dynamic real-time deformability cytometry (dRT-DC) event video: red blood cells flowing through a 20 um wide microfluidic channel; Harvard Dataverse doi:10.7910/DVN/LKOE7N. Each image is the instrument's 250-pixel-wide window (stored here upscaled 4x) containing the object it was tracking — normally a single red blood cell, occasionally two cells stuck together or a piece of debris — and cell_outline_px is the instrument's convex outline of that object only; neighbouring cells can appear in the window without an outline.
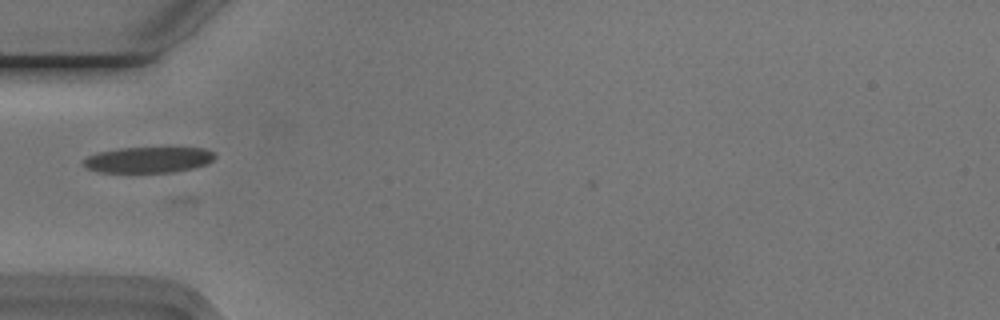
{"species": "Egyptian fruit bat (a non-hibernating species)", "species_latin": "Rousettus aegyptiacus", "temperature_condition": "cold", "stored_images_in_passage": 3, "camera_frame_rate_fps": 3000, "um_per_image_px": 0.085, "animal": {"sex": "male"}, "frame": {"image": 1, "passage_image": 1, "time_ms": 0.0, "image_size_px": [1000, 320], "cell_outline_px": [[216, 156], [208, 164], [192, 168], [172, 172], [96, 172], [88, 168], [80, 160], [96, 152], [120, 148], [204, 148], [216, 152]], "centroid_in_image_um": [12.6, 13.58], "position_along_channel_um": 72.4, "area_um2": 19.88}}